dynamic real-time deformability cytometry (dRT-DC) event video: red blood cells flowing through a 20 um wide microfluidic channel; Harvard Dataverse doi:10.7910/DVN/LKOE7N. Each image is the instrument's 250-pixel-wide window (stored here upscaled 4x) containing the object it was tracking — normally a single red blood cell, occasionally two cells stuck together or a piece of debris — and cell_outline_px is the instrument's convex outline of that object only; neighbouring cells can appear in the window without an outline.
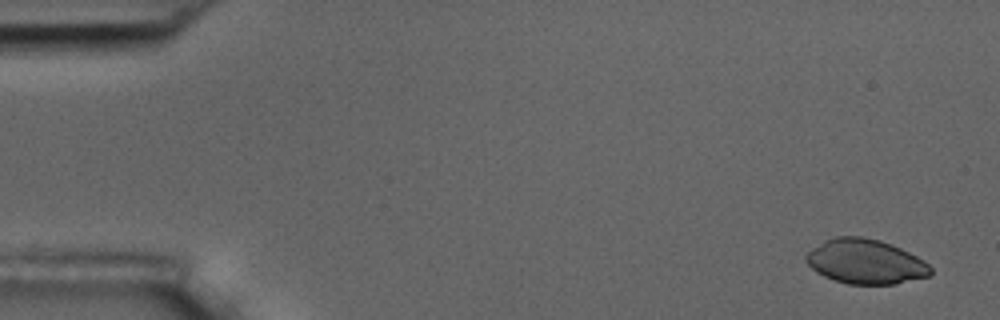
{"species": "common noctule bat (a hibernating species)", "species_latin": "Nyctalus noctula", "temperature_condition": "room temperature", "stored_images_in_passage": 5, "camera_frame_rate_fps": 3000, "um_per_image_px": 0.085, "animal": {"sex": "male", "body_mass_g": 17.5, "forearm_length_mm": 52.3}, "frame": {"image": 1, "passage_image": 1, "time_ms": 0.0, "image_size_px": [1000, 320], "cell_outline_px": [[932, 272], [928, 276], [896, 284], [848, 284], [824, 276], [816, 272], [804, 260], [804, 256], [812, 248], [824, 240], [836, 236], [864, 236], [880, 240], [892, 244], [924, 260], [932, 268]], "centroid_in_image_um": [73.55, 22.22], "position_along_channel_um": 11.4, "area_um2": 32.48}}